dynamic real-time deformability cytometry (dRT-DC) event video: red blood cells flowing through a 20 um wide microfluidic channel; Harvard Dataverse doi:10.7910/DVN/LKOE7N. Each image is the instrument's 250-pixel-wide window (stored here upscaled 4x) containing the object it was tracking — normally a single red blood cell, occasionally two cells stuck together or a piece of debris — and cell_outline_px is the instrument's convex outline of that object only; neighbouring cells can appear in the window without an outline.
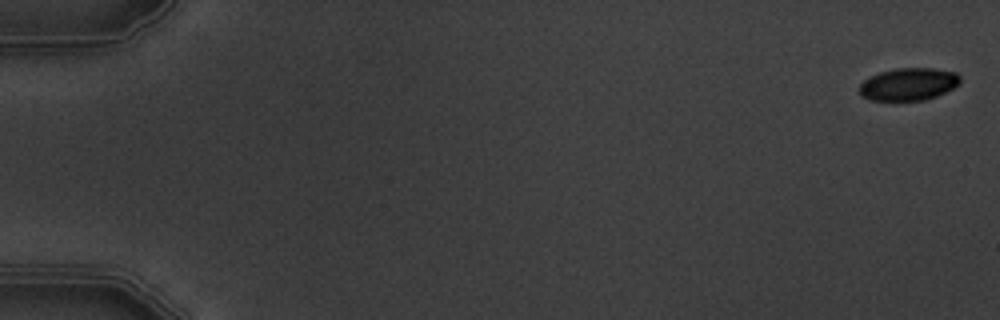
{"species": "common noctule bat (a hibernating species)", "species_latin": "Nyctalus noctula", "temperature_condition": "warm", "stored_images_in_passage": 6, "camera_frame_rate_fps": 3000, "um_per_image_px": 0.085, "animal": {"sex": "male", "body_mass_g": 19.5, "forearm_length_mm": 54.6}, "frame": {"image": 1, "passage_image": 1, "time_ms": 0.0, "image_size_px": [1000, 320], "cell_outline_px": [[960, 84], [936, 96], [924, 100], [868, 100], [860, 96], [860, 84], [864, 80], [880, 72], [896, 68], [932, 68], [956, 72], [960, 76]], "centroid_in_image_um": [77.22, 7.15], "position_along_channel_um": 7.8, "area_um2": 19.02}}